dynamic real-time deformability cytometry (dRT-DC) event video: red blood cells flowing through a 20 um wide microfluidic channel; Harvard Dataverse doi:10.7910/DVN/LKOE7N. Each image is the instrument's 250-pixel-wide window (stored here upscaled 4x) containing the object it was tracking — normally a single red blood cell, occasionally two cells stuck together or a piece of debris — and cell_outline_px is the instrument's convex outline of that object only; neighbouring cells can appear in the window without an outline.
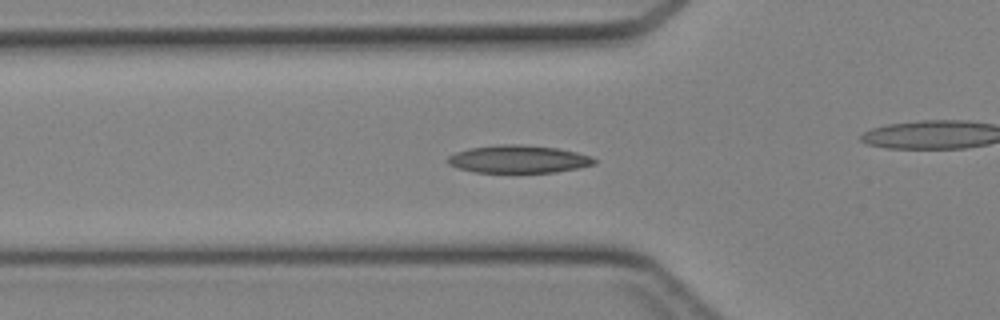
{"species": "Egyptian fruit bat (a non-hibernating species)", "species_latin": "Rousettus aegyptiacus", "temperature_condition": "cold", "stored_images_in_passage": 45, "camera_frame_rate_fps": 3000, "um_per_image_px": 0.085, "animal": {"sex": "female"}, "frame": {"image": 1, "passage_image": 15, "time_ms": 4.667, "image_size_px": [1000, 320], "cell_outline_px": [[596, 164], [556, 172], [476, 172], [460, 168], [448, 164], [448, 156], [456, 152], [468, 148], [496, 144], [520, 144], [556, 148], [576, 152], [592, 156], [596, 160]], "centroid_in_image_um": [44.07, 13.51], "position_along_channel_um": 81.7, "area_um2": 23.58}}
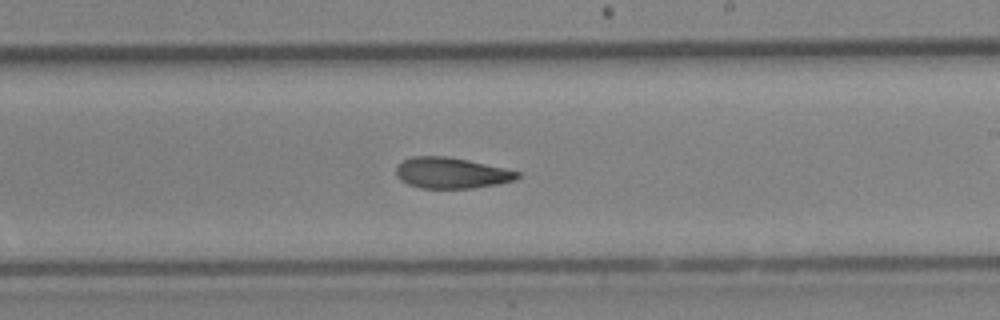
{"frame": {"image": 2, "passage_image": 26, "time_ms": 8.333, "image_size_px": [1000, 320], "cell_outline_px": [[520, 176], [516, 180], [496, 184], [472, 188], [420, 188], [408, 184], [400, 180], [396, 176], [396, 168], [404, 160], [412, 156], [448, 156], [468, 160], [504, 168], [520, 172]], "centroid_in_image_um": [38.36, 14.7], "position_along_channel_um": 250.6, "area_um2": 21.79}}
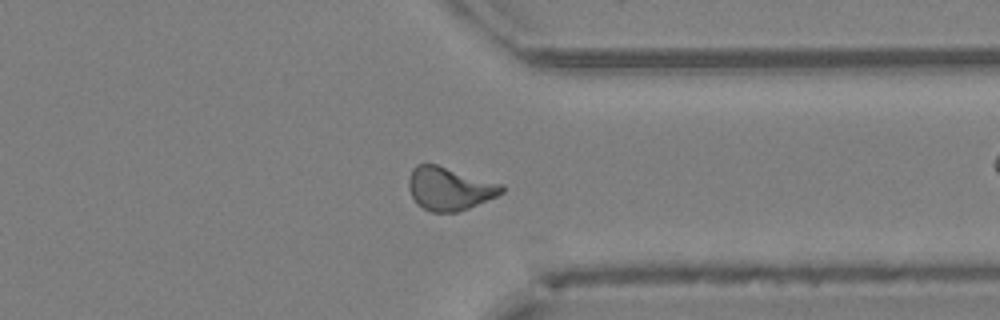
{"frame": {"image": 3, "passage_image": 34, "time_ms": 11.0, "image_size_px": [1000, 320], "cell_outline_px": [[504, 192], [496, 196], [468, 208], [456, 212], [432, 212], [416, 204], [408, 188], [408, 180], [412, 168], [416, 164], [436, 164], [504, 184]], "centroid_in_image_um": [38.19, 16.02], "position_along_channel_um": 373.2, "area_um2": 23.41}}